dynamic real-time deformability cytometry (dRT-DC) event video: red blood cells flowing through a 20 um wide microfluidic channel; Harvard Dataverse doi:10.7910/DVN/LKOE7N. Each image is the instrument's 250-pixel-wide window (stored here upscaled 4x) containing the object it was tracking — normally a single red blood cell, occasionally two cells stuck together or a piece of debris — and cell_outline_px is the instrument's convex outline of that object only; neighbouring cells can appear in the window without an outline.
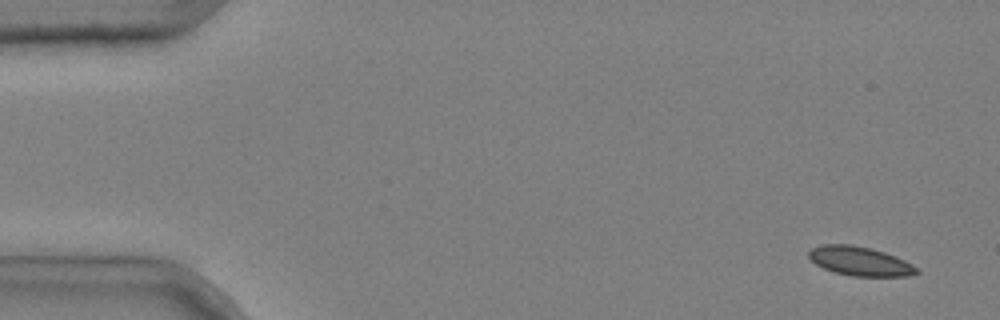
{"species": "common noctule bat (a hibernating species)", "species_latin": "Nyctalus noctula", "temperature_condition": "cold", "stored_images_in_passage": 4, "camera_frame_rate_fps": 3000, "um_per_image_px": 0.085, "animal": {"sex": "male", "body_mass_g": 20.4}, "frame": {"image": 1, "passage_image": 1, "time_ms": 0.0, "image_size_px": [1000, 320], "cell_outline_px": [[920, 272], [908, 276], [852, 276], [836, 272], [824, 268], [816, 264], [808, 256], [808, 252], [812, 248], [820, 244], [852, 244], [872, 248], [896, 256], [912, 264]], "centroid_in_image_um": [73.09, 22.18], "position_along_channel_um": 11.9, "area_um2": 18.26}}
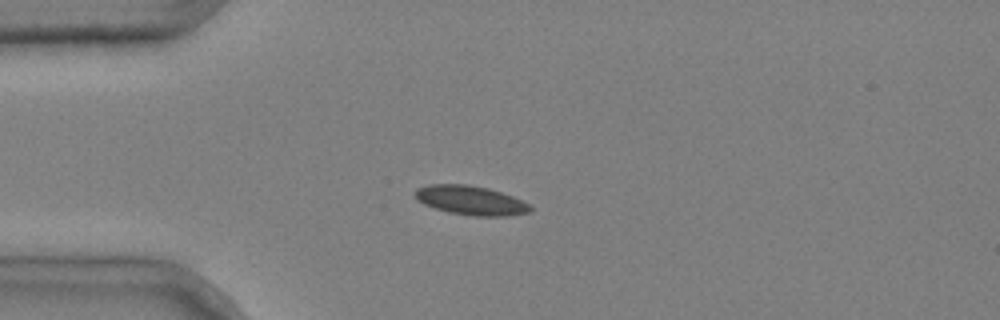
{"frame": {"image": 2, "passage_image": 4, "time_ms": 1.0, "image_size_px": [1000, 320], "cell_outline_px": [[532, 212], [508, 216], [472, 216], [448, 212], [424, 204], [416, 200], [412, 192], [416, 188], [428, 184], [468, 184], [488, 188], [512, 196], [532, 204]], "centroid_in_image_um": [40.01, 17.03], "position_along_channel_um": 45.0, "area_um2": 19.94}}